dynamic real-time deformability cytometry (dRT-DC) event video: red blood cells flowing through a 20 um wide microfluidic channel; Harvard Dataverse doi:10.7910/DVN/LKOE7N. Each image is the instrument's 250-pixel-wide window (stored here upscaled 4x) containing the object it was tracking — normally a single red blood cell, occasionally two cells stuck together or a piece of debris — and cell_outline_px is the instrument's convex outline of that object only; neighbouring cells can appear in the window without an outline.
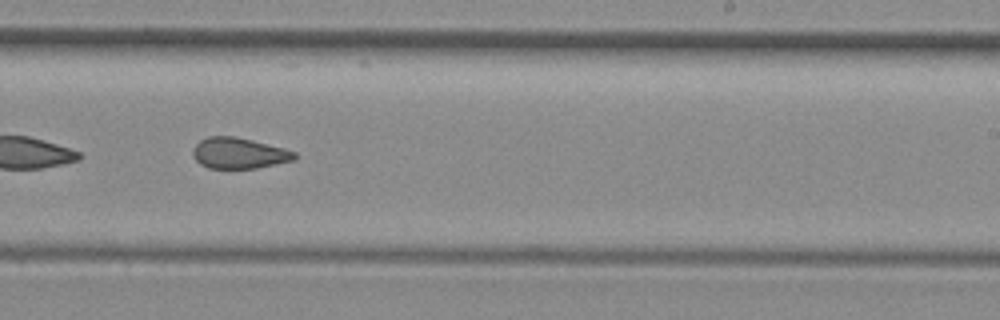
{"species": "common noctule bat (a hibernating species)", "species_latin": "Nyctalus noctula", "temperature_condition": "room temperature", "stored_images_in_passage": 34, "camera_frame_rate_fps": 3000, "um_per_image_px": 0.085, "animal": {"sex": "female", "body_mass_g": 29.2, "forearm_length_mm": 56.3}, "frame": {"image": 1, "passage_image": 20, "time_ms": 6.333, "image_size_px": [1000, 320], "cell_outline_px": [[296, 160], [256, 168], [208, 168], [200, 164], [192, 156], [192, 148], [200, 140], [208, 136], [236, 136], [284, 148], [296, 152]], "centroid_in_image_um": [20.3, 13.01], "position_along_channel_um": 268.7, "area_um2": 18.44}, "authors_computed_cell_mechanics": {"area_um2": 19.1318, "velocity_mm_per_s": 4.1277, "shape_relaxation_time_tau1_ms": null, "shape_relaxation_time_tau2_ms": 1.998, "deformation_change_tau1": null, "deformation_change_tau2": 0.0921}}